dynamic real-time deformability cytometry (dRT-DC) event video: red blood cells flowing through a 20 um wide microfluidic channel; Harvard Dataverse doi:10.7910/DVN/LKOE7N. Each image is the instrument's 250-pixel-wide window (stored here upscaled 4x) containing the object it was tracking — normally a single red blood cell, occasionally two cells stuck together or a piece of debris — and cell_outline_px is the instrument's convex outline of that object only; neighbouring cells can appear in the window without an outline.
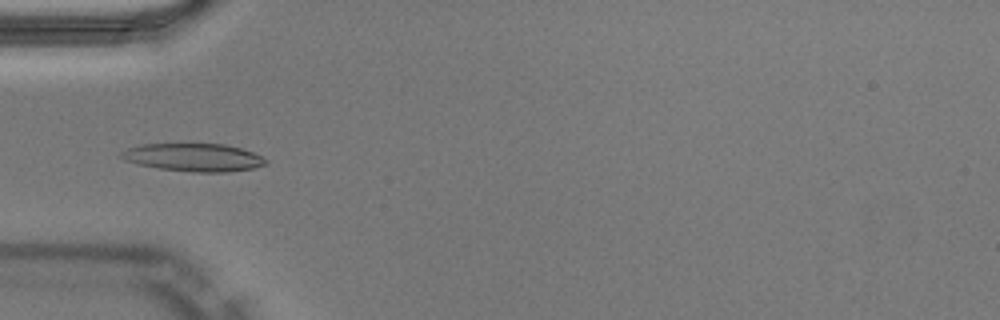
{"species": "Egyptian fruit bat (a non-hibernating species)", "species_latin": "Rousettus aegyptiacus", "temperature_condition": "warm", "stored_images_in_passage": 50, "camera_frame_rate_fps": 3000, "um_per_image_px": 0.085, "animal": {"sex": "male"}, "frame": {"image": 1, "passage_image": 16, "time_ms": 5.0, "image_size_px": [1000, 320], "cell_outline_px": [[268, 164], [252, 168], [228, 172], [192, 172], [160, 168], [136, 164], [124, 160], [120, 156], [120, 152], [128, 148], [140, 144], [224, 144], [240, 148], [252, 152], [268, 160]], "centroid_in_image_um": [16.44, 13.38], "position_along_channel_um": 68.6, "area_um2": 23.47}}
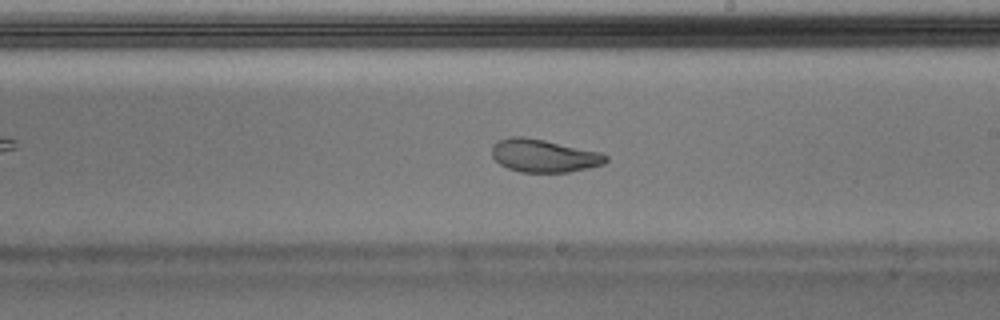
{"frame": {"image": 2, "passage_image": 29, "time_ms": 9.333, "image_size_px": [1000, 320], "cell_outline_px": [[608, 160], [604, 164], [588, 168], [568, 172], [520, 172], [508, 168], [500, 164], [492, 156], [492, 144], [508, 136], [524, 136], [544, 140], [600, 152], [608, 156]], "centroid_in_image_um": [46.22, 13.23], "position_along_channel_um": 242.8, "area_um2": 21.85}}
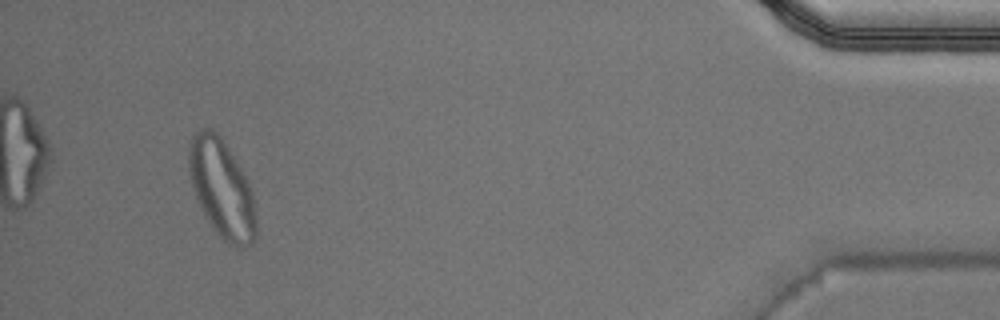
{"frame": {"image": 3, "passage_image": 47, "time_ms": 15.333, "image_size_px": [1000, 320], "cell_outline_px": [[256, 240], [252, 244], [240, 248], [236, 248], [228, 244], [216, 232], [204, 216], [200, 208], [188, 172], [188, 148], [192, 136], [200, 128], [212, 128], [220, 136], [228, 148], [240, 168], [252, 192], [256, 220]], "centroid_in_image_um": [18.83, 16.06], "position_along_channel_um": 416.4, "area_um2": 38.44}, "authors_computed_cell_mechanics": {"area_um2": 22.4842, "velocity_mm_per_s": 4.0079, "shape_relaxation_time_tau1_ms": null, "shape_relaxation_time_tau2_ms": 1.2892, "deformation_change_tau1": null, "deformation_change_tau2": 0.066}}